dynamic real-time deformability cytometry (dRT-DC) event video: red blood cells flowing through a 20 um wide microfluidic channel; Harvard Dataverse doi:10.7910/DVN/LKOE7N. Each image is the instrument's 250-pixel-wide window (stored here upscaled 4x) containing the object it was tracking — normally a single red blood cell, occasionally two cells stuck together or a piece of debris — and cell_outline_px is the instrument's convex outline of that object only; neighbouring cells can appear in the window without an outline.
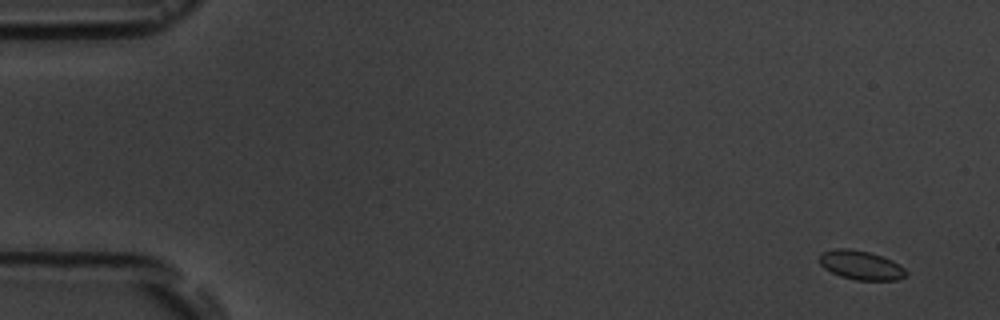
{"species": "common noctule bat (a hibernating species)", "species_latin": "Nyctalus noctula", "temperature_condition": "room temperature", "stored_images_in_passage": 6, "camera_frame_rate_fps": 3000, "um_per_image_px": 0.085, "animal": {"sex": "male", "body_mass_g": 19.5, "forearm_length_mm": 54.6}, "frame": {"image": 1, "passage_image": 1, "time_ms": 0.0, "image_size_px": [1000, 320], "cell_outline_px": [[908, 272], [900, 280], [856, 280], [840, 276], [824, 268], [820, 264], [820, 252], [836, 248], [848, 248], [868, 252], [892, 260], [900, 264]], "centroid_in_image_um": [73.18, 22.54], "position_along_channel_um": 11.8, "area_um2": 14.68}}